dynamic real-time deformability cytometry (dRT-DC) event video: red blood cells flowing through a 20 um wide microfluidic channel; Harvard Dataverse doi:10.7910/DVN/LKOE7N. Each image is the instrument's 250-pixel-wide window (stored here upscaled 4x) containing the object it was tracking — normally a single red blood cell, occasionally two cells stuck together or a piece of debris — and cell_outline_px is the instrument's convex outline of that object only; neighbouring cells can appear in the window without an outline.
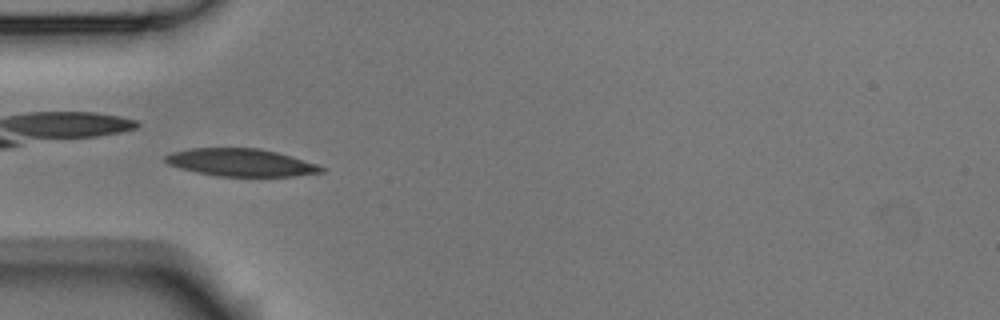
{"species": "Egyptian fruit bat (a non-hibernating species)", "species_latin": "Rousettus aegyptiacus", "temperature_condition": "room temperature", "stored_images_in_passage": 9, "camera_frame_rate_fps": 3000, "um_per_image_px": 0.085, "animal": {"sex": "male"}, "frame": {"image": 1, "passage_image": 6, "time_ms": 1.667, "image_size_px": [1000, 320], "cell_outline_px": [[328, 168], [324, 172], [296, 176], [216, 176], [196, 172], [180, 168], [168, 164], [164, 160], [164, 156], [172, 152], [192, 148], [260, 148], [276, 152], [316, 164]], "centroid_in_image_um": [20.48, 13.82], "position_along_channel_um": 64.5, "area_um2": 25.03}}
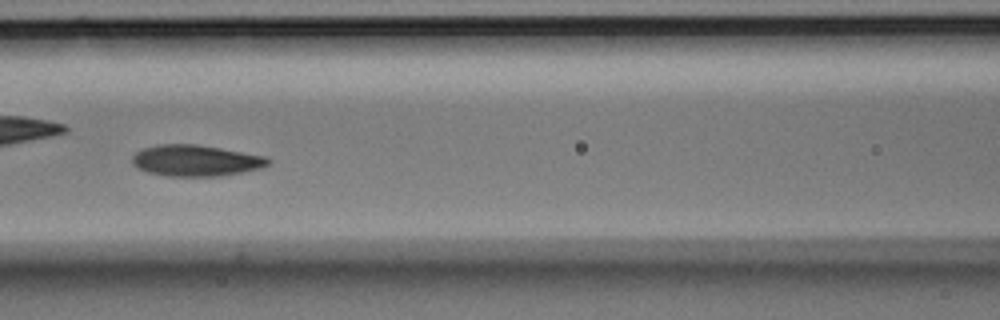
{"frame": {"image": 2, "passage_image": 8, "time_ms": 2.333, "image_size_px": [1000, 320], "cell_outline_px": [[272, 160], [268, 164], [260, 168], [244, 172], [220, 176], [168, 176], [148, 172], [136, 168], [132, 164], [132, 156], [136, 152], [144, 148], [160, 144], [196, 144], [220, 148], [264, 156]], "centroid_in_image_um": [16.62, 13.65], "position_along_channel_um": 150.0, "area_um2": 24.68}}
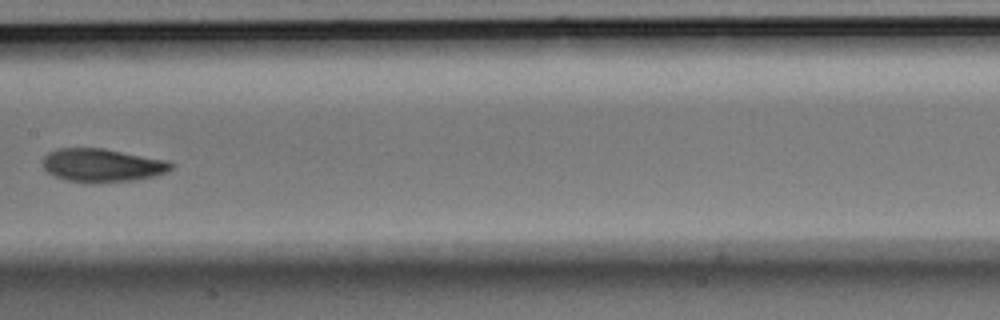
{"frame": {"image": 3, "passage_image": 9, "time_ms": 2.667, "image_size_px": [1000, 320], "cell_outline_px": [[176, 164], [168, 172], [152, 176], [132, 180], [96, 184], [68, 180], [52, 176], [44, 168], [44, 156], [48, 152], [60, 148], [104, 148], [168, 160]], "centroid_in_image_um": [8.71, 14.05], "position_along_channel_um": 198.7, "area_um2": 25.14}}